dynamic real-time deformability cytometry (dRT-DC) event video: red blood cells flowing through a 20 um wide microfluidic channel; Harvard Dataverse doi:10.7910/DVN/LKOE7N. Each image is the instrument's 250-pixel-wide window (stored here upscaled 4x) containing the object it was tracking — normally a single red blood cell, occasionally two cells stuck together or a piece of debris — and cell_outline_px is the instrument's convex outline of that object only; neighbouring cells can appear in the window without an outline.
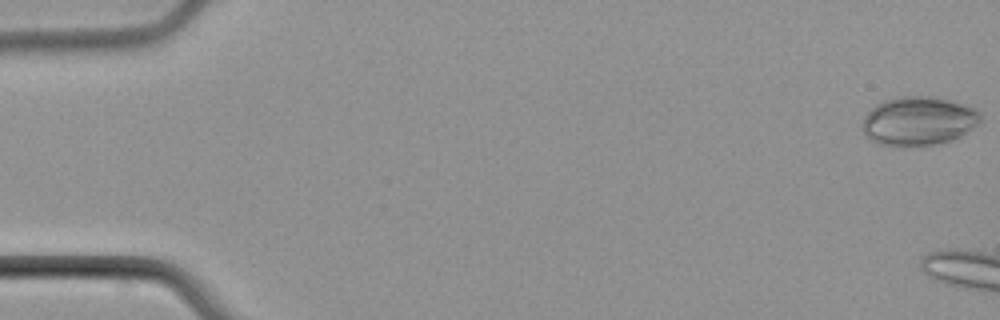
{"species": "common noctule bat (a hibernating species)", "species_latin": "Nyctalus noctula", "temperature_condition": "cold", "stored_images_in_passage": 5, "camera_frame_rate_fps": 3000, "um_per_image_px": 0.085, "animal": {"sex": "male", "body_mass_g": 21.5, "forearm_length_mm": 52.0}, "frame": {"image": 1, "passage_image": 1, "time_ms": 0.0, "image_size_px": [1000, 320], "cell_outline_px": [[980, 120], [976, 124], [960, 136], [952, 140], [940, 144], [900, 148], [896, 148], [880, 144], [864, 136], [860, 124], [864, 116], [876, 104], [884, 100], [896, 96], [932, 96], [964, 104], [980, 112]], "centroid_in_image_um": [77.99, 10.31], "position_along_channel_um": 7.0, "area_um2": 34.16}}